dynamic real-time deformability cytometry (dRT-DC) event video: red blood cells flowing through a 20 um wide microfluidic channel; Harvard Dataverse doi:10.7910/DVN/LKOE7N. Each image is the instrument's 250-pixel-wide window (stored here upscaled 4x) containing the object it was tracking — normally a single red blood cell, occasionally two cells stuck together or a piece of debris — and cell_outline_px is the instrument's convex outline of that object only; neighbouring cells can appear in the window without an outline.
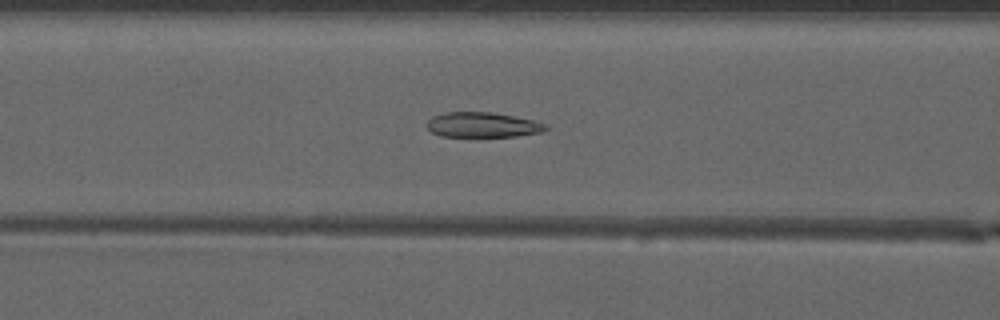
{"species": "common noctule bat (a hibernating species)", "species_latin": "Nyctalus noctula", "temperature_condition": "warm", "stored_images_in_passage": 43, "camera_frame_rate_fps": 3000, "um_per_image_px": 0.085, "animal": {"sex": "male", "forearm_length_mm": 52.5}, "frame": {"image": 1, "passage_image": 21, "time_ms": 6.667, "image_size_px": [1000, 320], "cell_outline_px": [[548, 128], [540, 132], [516, 136], [440, 136], [432, 132], [428, 128], [428, 120], [432, 116], [444, 112], [492, 112], [532, 120], [548, 124]], "centroid_in_image_um": [41.01, 10.6], "position_along_channel_um": 125.6, "area_um2": 17.17}}
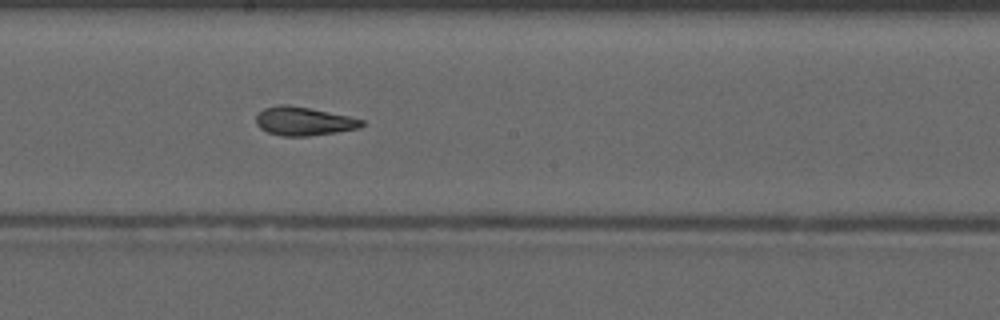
{"frame": {"image": 2, "passage_image": 28, "time_ms": 9.0, "image_size_px": [1000, 320], "cell_outline_px": [[364, 124], [360, 128], [336, 132], [308, 136], [280, 136], [268, 132], [260, 128], [256, 124], [256, 116], [264, 108], [280, 104], [288, 104], [348, 116], [364, 120]], "centroid_in_image_um": [25.8, 10.31], "position_along_channel_um": 222.4, "area_um2": 17.51}}
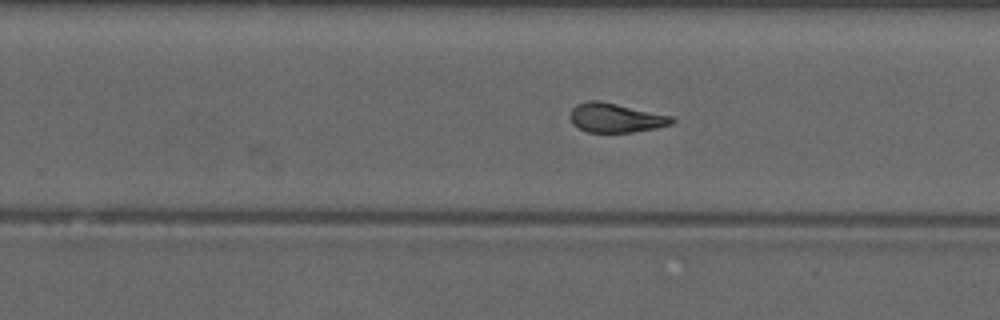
{"frame": {"image": 3, "passage_image": 32, "time_ms": 10.333, "image_size_px": [1000, 320], "cell_outline_px": [[676, 120], [672, 124], [656, 128], [632, 132], [588, 132], [572, 124], [568, 116], [568, 112], [576, 104], [588, 100], [600, 100], [672, 116]], "centroid_in_image_um": [52.29, 10.0], "position_along_channel_um": 277.5, "area_um2": 17.51}, "authors_computed_cell_mechanics": {"area_um2": 18.5538, "velocity_mm_per_s": 4.151, "shape_relaxation_time_tau1_ms": null, "shape_relaxation_time_tau2_ms": 1.3807, "deformation_change_tau1": null, "deformation_change_tau2": 0.0715}}